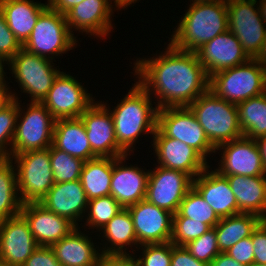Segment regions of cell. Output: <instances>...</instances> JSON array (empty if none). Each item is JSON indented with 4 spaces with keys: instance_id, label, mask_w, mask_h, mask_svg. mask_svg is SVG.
Listing matches in <instances>:
<instances>
[{
    "instance_id": "1",
    "label": "cell",
    "mask_w": 266,
    "mask_h": 266,
    "mask_svg": "<svg viewBox=\"0 0 266 266\" xmlns=\"http://www.w3.org/2000/svg\"><path fill=\"white\" fill-rule=\"evenodd\" d=\"M133 69L138 83L159 98L158 109L189 106L209 90L210 77L195 52L177 49L171 43L155 58H137Z\"/></svg>"
},
{
    "instance_id": "2",
    "label": "cell",
    "mask_w": 266,
    "mask_h": 266,
    "mask_svg": "<svg viewBox=\"0 0 266 266\" xmlns=\"http://www.w3.org/2000/svg\"><path fill=\"white\" fill-rule=\"evenodd\" d=\"M229 30L226 1L190 3L179 20L170 43L180 50L195 52L205 43Z\"/></svg>"
},
{
    "instance_id": "3",
    "label": "cell",
    "mask_w": 266,
    "mask_h": 266,
    "mask_svg": "<svg viewBox=\"0 0 266 266\" xmlns=\"http://www.w3.org/2000/svg\"><path fill=\"white\" fill-rule=\"evenodd\" d=\"M151 97L136 81L113 111L109 109L118 145L129 155L141 133L153 135L156 131L158 107H152Z\"/></svg>"
},
{
    "instance_id": "4",
    "label": "cell",
    "mask_w": 266,
    "mask_h": 266,
    "mask_svg": "<svg viewBox=\"0 0 266 266\" xmlns=\"http://www.w3.org/2000/svg\"><path fill=\"white\" fill-rule=\"evenodd\" d=\"M188 107L215 148L243 137L237 105L217 97L210 89Z\"/></svg>"
},
{
    "instance_id": "5",
    "label": "cell",
    "mask_w": 266,
    "mask_h": 266,
    "mask_svg": "<svg viewBox=\"0 0 266 266\" xmlns=\"http://www.w3.org/2000/svg\"><path fill=\"white\" fill-rule=\"evenodd\" d=\"M209 89L219 98L239 104L266 92V70L255 59L210 76Z\"/></svg>"
},
{
    "instance_id": "6",
    "label": "cell",
    "mask_w": 266,
    "mask_h": 266,
    "mask_svg": "<svg viewBox=\"0 0 266 266\" xmlns=\"http://www.w3.org/2000/svg\"><path fill=\"white\" fill-rule=\"evenodd\" d=\"M21 202H40L54 185L49 148L11 154Z\"/></svg>"
},
{
    "instance_id": "7",
    "label": "cell",
    "mask_w": 266,
    "mask_h": 266,
    "mask_svg": "<svg viewBox=\"0 0 266 266\" xmlns=\"http://www.w3.org/2000/svg\"><path fill=\"white\" fill-rule=\"evenodd\" d=\"M76 40L67 25L66 15L48 7L39 16L22 48L40 57L53 60L54 56L72 50L75 44L77 46Z\"/></svg>"
},
{
    "instance_id": "8",
    "label": "cell",
    "mask_w": 266,
    "mask_h": 266,
    "mask_svg": "<svg viewBox=\"0 0 266 266\" xmlns=\"http://www.w3.org/2000/svg\"><path fill=\"white\" fill-rule=\"evenodd\" d=\"M20 106L19 103L12 154L50 148L56 119L41 102H30L24 113Z\"/></svg>"
},
{
    "instance_id": "9",
    "label": "cell",
    "mask_w": 266,
    "mask_h": 266,
    "mask_svg": "<svg viewBox=\"0 0 266 266\" xmlns=\"http://www.w3.org/2000/svg\"><path fill=\"white\" fill-rule=\"evenodd\" d=\"M53 61L40 57L21 48L9 61L16 82L23 93L29 94L31 102H42L51 89L52 84L61 72L52 65Z\"/></svg>"
},
{
    "instance_id": "10",
    "label": "cell",
    "mask_w": 266,
    "mask_h": 266,
    "mask_svg": "<svg viewBox=\"0 0 266 266\" xmlns=\"http://www.w3.org/2000/svg\"><path fill=\"white\" fill-rule=\"evenodd\" d=\"M257 0H227L229 30L250 58H256L266 39V23ZM257 7V8H255Z\"/></svg>"
},
{
    "instance_id": "11",
    "label": "cell",
    "mask_w": 266,
    "mask_h": 266,
    "mask_svg": "<svg viewBox=\"0 0 266 266\" xmlns=\"http://www.w3.org/2000/svg\"><path fill=\"white\" fill-rule=\"evenodd\" d=\"M157 128L167 137L184 142L196 150L206 161L215 147L188 106L158 109Z\"/></svg>"
},
{
    "instance_id": "12",
    "label": "cell",
    "mask_w": 266,
    "mask_h": 266,
    "mask_svg": "<svg viewBox=\"0 0 266 266\" xmlns=\"http://www.w3.org/2000/svg\"><path fill=\"white\" fill-rule=\"evenodd\" d=\"M70 74L60 72L41 102L55 119L77 118L95 100Z\"/></svg>"
},
{
    "instance_id": "13",
    "label": "cell",
    "mask_w": 266,
    "mask_h": 266,
    "mask_svg": "<svg viewBox=\"0 0 266 266\" xmlns=\"http://www.w3.org/2000/svg\"><path fill=\"white\" fill-rule=\"evenodd\" d=\"M192 187L193 178L189 174L157 166L149 172L145 199L175 214Z\"/></svg>"
},
{
    "instance_id": "14",
    "label": "cell",
    "mask_w": 266,
    "mask_h": 266,
    "mask_svg": "<svg viewBox=\"0 0 266 266\" xmlns=\"http://www.w3.org/2000/svg\"><path fill=\"white\" fill-rule=\"evenodd\" d=\"M93 102L79 117L96 157L118 158L127 153L118 145L109 106Z\"/></svg>"
},
{
    "instance_id": "15",
    "label": "cell",
    "mask_w": 266,
    "mask_h": 266,
    "mask_svg": "<svg viewBox=\"0 0 266 266\" xmlns=\"http://www.w3.org/2000/svg\"><path fill=\"white\" fill-rule=\"evenodd\" d=\"M130 212L138 245L165 243L171 240L173 213L146 199L127 207Z\"/></svg>"
},
{
    "instance_id": "16",
    "label": "cell",
    "mask_w": 266,
    "mask_h": 266,
    "mask_svg": "<svg viewBox=\"0 0 266 266\" xmlns=\"http://www.w3.org/2000/svg\"><path fill=\"white\" fill-rule=\"evenodd\" d=\"M220 149H223L220 167L215 169L219 174L247 177L266 175L256 140L243 136L215 148Z\"/></svg>"
},
{
    "instance_id": "17",
    "label": "cell",
    "mask_w": 266,
    "mask_h": 266,
    "mask_svg": "<svg viewBox=\"0 0 266 266\" xmlns=\"http://www.w3.org/2000/svg\"><path fill=\"white\" fill-rule=\"evenodd\" d=\"M152 146L155 149L157 164H159L157 166L185 172L193 179L210 166L192 147L165 136L158 128L153 134Z\"/></svg>"
},
{
    "instance_id": "18",
    "label": "cell",
    "mask_w": 266,
    "mask_h": 266,
    "mask_svg": "<svg viewBox=\"0 0 266 266\" xmlns=\"http://www.w3.org/2000/svg\"><path fill=\"white\" fill-rule=\"evenodd\" d=\"M38 246L21 214L0 221V261L22 266Z\"/></svg>"
},
{
    "instance_id": "19",
    "label": "cell",
    "mask_w": 266,
    "mask_h": 266,
    "mask_svg": "<svg viewBox=\"0 0 266 266\" xmlns=\"http://www.w3.org/2000/svg\"><path fill=\"white\" fill-rule=\"evenodd\" d=\"M195 54L209 77L218 71L232 68L251 59L230 30L202 45Z\"/></svg>"
},
{
    "instance_id": "20",
    "label": "cell",
    "mask_w": 266,
    "mask_h": 266,
    "mask_svg": "<svg viewBox=\"0 0 266 266\" xmlns=\"http://www.w3.org/2000/svg\"><path fill=\"white\" fill-rule=\"evenodd\" d=\"M20 214L28 222L39 246H51L77 228L69 219L46 209L39 202L24 203Z\"/></svg>"
},
{
    "instance_id": "21",
    "label": "cell",
    "mask_w": 266,
    "mask_h": 266,
    "mask_svg": "<svg viewBox=\"0 0 266 266\" xmlns=\"http://www.w3.org/2000/svg\"><path fill=\"white\" fill-rule=\"evenodd\" d=\"M111 4L110 0H83L75 5L65 14L71 34L74 36L72 32L75 29V31L90 33L89 35H96L99 38L108 36L113 27L111 24L113 6Z\"/></svg>"
},
{
    "instance_id": "22",
    "label": "cell",
    "mask_w": 266,
    "mask_h": 266,
    "mask_svg": "<svg viewBox=\"0 0 266 266\" xmlns=\"http://www.w3.org/2000/svg\"><path fill=\"white\" fill-rule=\"evenodd\" d=\"M124 156L113 158V171L110 195L123 207L136 204L146 198L149 170L144 171L138 166H124ZM122 164V165H121Z\"/></svg>"
},
{
    "instance_id": "23",
    "label": "cell",
    "mask_w": 266,
    "mask_h": 266,
    "mask_svg": "<svg viewBox=\"0 0 266 266\" xmlns=\"http://www.w3.org/2000/svg\"><path fill=\"white\" fill-rule=\"evenodd\" d=\"M39 203L55 214L66 217L78 227V221L84 219L87 211L88 199L79 179L54 183Z\"/></svg>"
},
{
    "instance_id": "24",
    "label": "cell",
    "mask_w": 266,
    "mask_h": 266,
    "mask_svg": "<svg viewBox=\"0 0 266 266\" xmlns=\"http://www.w3.org/2000/svg\"><path fill=\"white\" fill-rule=\"evenodd\" d=\"M209 168L193 179V187L220 219L238 214L237 201L227 178L216 170L210 172Z\"/></svg>"
},
{
    "instance_id": "25",
    "label": "cell",
    "mask_w": 266,
    "mask_h": 266,
    "mask_svg": "<svg viewBox=\"0 0 266 266\" xmlns=\"http://www.w3.org/2000/svg\"><path fill=\"white\" fill-rule=\"evenodd\" d=\"M225 177L236 198L238 213H250L266 220V175Z\"/></svg>"
},
{
    "instance_id": "26",
    "label": "cell",
    "mask_w": 266,
    "mask_h": 266,
    "mask_svg": "<svg viewBox=\"0 0 266 266\" xmlns=\"http://www.w3.org/2000/svg\"><path fill=\"white\" fill-rule=\"evenodd\" d=\"M52 145L83 161L96 158L80 117L56 119Z\"/></svg>"
},
{
    "instance_id": "27",
    "label": "cell",
    "mask_w": 266,
    "mask_h": 266,
    "mask_svg": "<svg viewBox=\"0 0 266 266\" xmlns=\"http://www.w3.org/2000/svg\"><path fill=\"white\" fill-rule=\"evenodd\" d=\"M34 0H0V8L9 29L23 45L29 38L39 16L49 7Z\"/></svg>"
},
{
    "instance_id": "28",
    "label": "cell",
    "mask_w": 266,
    "mask_h": 266,
    "mask_svg": "<svg viewBox=\"0 0 266 266\" xmlns=\"http://www.w3.org/2000/svg\"><path fill=\"white\" fill-rule=\"evenodd\" d=\"M79 229L78 226L68 236L50 246L62 266H90L102 255L96 250L91 238Z\"/></svg>"
},
{
    "instance_id": "29",
    "label": "cell",
    "mask_w": 266,
    "mask_h": 266,
    "mask_svg": "<svg viewBox=\"0 0 266 266\" xmlns=\"http://www.w3.org/2000/svg\"><path fill=\"white\" fill-rule=\"evenodd\" d=\"M101 230L104 235H102V237H105V240L111 244V246H107V248L104 246L100 252L101 254L130 255V253L126 252L129 245L130 247L131 245H137L136 248L138 247L133 219L127 208H123V210L115 215Z\"/></svg>"
},
{
    "instance_id": "30",
    "label": "cell",
    "mask_w": 266,
    "mask_h": 266,
    "mask_svg": "<svg viewBox=\"0 0 266 266\" xmlns=\"http://www.w3.org/2000/svg\"><path fill=\"white\" fill-rule=\"evenodd\" d=\"M262 221V218L250 213L221 218L214 227L220 252L226 253L241 239L250 237Z\"/></svg>"
},
{
    "instance_id": "31",
    "label": "cell",
    "mask_w": 266,
    "mask_h": 266,
    "mask_svg": "<svg viewBox=\"0 0 266 266\" xmlns=\"http://www.w3.org/2000/svg\"><path fill=\"white\" fill-rule=\"evenodd\" d=\"M113 158L96 157L85 161L80 181L89 200L110 195Z\"/></svg>"
},
{
    "instance_id": "32",
    "label": "cell",
    "mask_w": 266,
    "mask_h": 266,
    "mask_svg": "<svg viewBox=\"0 0 266 266\" xmlns=\"http://www.w3.org/2000/svg\"><path fill=\"white\" fill-rule=\"evenodd\" d=\"M244 137L258 139L266 135V92L237 104Z\"/></svg>"
},
{
    "instance_id": "33",
    "label": "cell",
    "mask_w": 266,
    "mask_h": 266,
    "mask_svg": "<svg viewBox=\"0 0 266 266\" xmlns=\"http://www.w3.org/2000/svg\"><path fill=\"white\" fill-rule=\"evenodd\" d=\"M10 158H0V221L20 215V200L15 164Z\"/></svg>"
},
{
    "instance_id": "34",
    "label": "cell",
    "mask_w": 266,
    "mask_h": 266,
    "mask_svg": "<svg viewBox=\"0 0 266 266\" xmlns=\"http://www.w3.org/2000/svg\"><path fill=\"white\" fill-rule=\"evenodd\" d=\"M49 155L55 183L80 179L81 170L85 161L73 157L65 151L55 148L53 145L49 148Z\"/></svg>"
},
{
    "instance_id": "35",
    "label": "cell",
    "mask_w": 266,
    "mask_h": 266,
    "mask_svg": "<svg viewBox=\"0 0 266 266\" xmlns=\"http://www.w3.org/2000/svg\"><path fill=\"white\" fill-rule=\"evenodd\" d=\"M178 212L183 217L205 223L211 228L215 227L220 220L215 211L194 187L186 193L184 199L180 203Z\"/></svg>"
},
{
    "instance_id": "36",
    "label": "cell",
    "mask_w": 266,
    "mask_h": 266,
    "mask_svg": "<svg viewBox=\"0 0 266 266\" xmlns=\"http://www.w3.org/2000/svg\"><path fill=\"white\" fill-rule=\"evenodd\" d=\"M89 209V210H88ZM86 213V226L97 228L100 232L115 215L123 210V207L111 195L94 198L88 201Z\"/></svg>"
},
{
    "instance_id": "37",
    "label": "cell",
    "mask_w": 266,
    "mask_h": 266,
    "mask_svg": "<svg viewBox=\"0 0 266 266\" xmlns=\"http://www.w3.org/2000/svg\"><path fill=\"white\" fill-rule=\"evenodd\" d=\"M211 227L205 223L183 217L179 212L173 214L172 236L170 242L177 246H184L197 239Z\"/></svg>"
},
{
    "instance_id": "38",
    "label": "cell",
    "mask_w": 266,
    "mask_h": 266,
    "mask_svg": "<svg viewBox=\"0 0 266 266\" xmlns=\"http://www.w3.org/2000/svg\"><path fill=\"white\" fill-rule=\"evenodd\" d=\"M18 110L19 102L15 99L0 110V158L11 157ZM8 146L11 148H8Z\"/></svg>"
},
{
    "instance_id": "39",
    "label": "cell",
    "mask_w": 266,
    "mask_h": 266,
    "mask_svg": "<svg viewBox=\"0 0 266 266\" xmlns=\"http://www.w3.org/2000/svg\"><path fill=\"white\" fill-rule=\"evenodd\" d=\"M184 246L197 260L208 264L220 253L214 227Z\"/></svg>"
},
{
    "instance_id": "40",
    "label": "cell",
    "mask_w": 266,
    "mask_h": 266,
    "mask_svg": "<svg viewBox=\"0 0 266 266\" xmlns=\"http://www.w3.org/2000/svg\"><path fill=\"white\" fill-rule=\"evenodd\" d=\"M142 247V257L136 259L138 266H170L172 243H155L139 245Z\"/></svg>"
},
{
    "instance_id": "41",
    "label": "cell",
    "mask_w": 266,
    "mask_h": 266,
    "mask_svg": "<svg viewBox=\"0 0 266 266\" xmlns=\"http://www.w3.org/2000/svg\"><path fill=\"white\" fill-rule=\"evenodd\" d=\"M21 48L22 45L9 29L0 8V56L10 61Z\"/></svg>"
},
{
    "instance_id": "42",
    "label": "cell",
    "mask_w": 266,
    "mask_h": 266,
    "mask_svg": "<svg viewBox=\"0 0 266 266\" xmlns=\"http://www.w3.org/2000/svg\"><path fill=\"white\" fill-rule=\"evenodd\" d=\"M227 255L232 257L238 263L245 266H251L254 263V246L251 241V236L241 239L227 252Z\"/></svg>"
},
{
    "instance_id": "43",
    "label": "cell",
    "mask_w": 266,
    "mask_h": 266,
    "mask_svg": "<svg viewBox=\"0 0 266 266\" xmlns=\"http://www.w3.org/2000/svg\"><path fill=\"white\" fill-rule=\"evenodd\" d=\"M22 266H62L50 246H38Z\"/></svg>"
},
{
    "instance_id": "44",
    "label": "cell",
    "mask_w": 266,
    "mask_h": 266,
    "mask_svg": "<svg viewBox=\"0 0 266 266\" xmlns=\"http://www.w3.org/2000/svg\"><path fill=\"white\" fill-rule=\"evenodd\" d=\"M254 246V263L266 264V220H263L251 235Z\"/></svg>"
},
{
    "instance_id": "45",
    "label": "cell",
    "mask_w": 266,
    "mask_h": 266,
    "mask_svg": "<svg viewBox=\"0 0 266 266\" xmlns=\"http://www.w3.org/2000/svg\"><path fill=\"white\" fill-rule=\"evenodd\" d=\"M170 266H210V264L197 260L185 246H177L172 243Z\"/></svg>"
},
{
    "instance_id": "46",
    "label": "cell",
    "mask_w": 266,
    "mask_h": 266,
    "mask_svg": "<svg viewBox=\"0 0 266 266\" xmlns=\"http://www.w3.org/2000/svg\"><path fill=\"white\" fill-rule=\"evenodd\" d=\"M136 258L130 255H104L100 256V266H138Z\"/></svg>"
},
{
    "instance_id": "47",
    "label": "cell",
    "mask_w": 266,
    "mask_h": 266,
    "mask_svg": "<svg viewBox=\"0 0 266 266\" xmlns=\"http://www.w3.org/2000/svg\"><path fill=\"white\" fill-rule=\"evenodd\" d=\"M83 0H47L48 6L59 13L66 14L75 5L80 4Z\"/></svg>"
},
{
    "instance_id": "48",
    "label": "cell",
    "mask_w": 266,
    "mask_h": 266,
    "mask_svg": "<svg viewBox=\"0 0 266 266\" xmlns=\"http://www.w3.org/2000/svg\"><path fill=\"white\" fill-rule=\"evenodd\" d=\"M210 266H245L238 263L225 252H220L211 262Z\"/></svg>"
},
{
    "instance_id": "49",
    "label": "cell",
    "mask_w": 266,
    "mask_h": 266,
    "mask_svg": "<svg viewBox=\"0 0 266 266\" xmlns=\"http://www.w3.org/2000/svg\"><path fill=\"white\" fill-rule=\"evenodd\" d=\"M10 88H0V110L7 106L13 99L18 100L19 98L15 92H9ZM15 93V94H14Z\"/></svg>"
},
{
    "instance_id": "50",
    "label": "cell",
    "mask_w": 266,
    "mask_h": 266,
    "mask_svg": "<svg viewBox=\"0 0 266 266\" xmlns=\"http://www.w3.org/2000/svg\"><path fill=\"white\" fill-rule=\"evenodd\" d=\"M256 143L260 150V155L262 157L263 166L266 172V135L256 139Z\"/></svg>"
},
{
    "instance_id": "51",
    "label": "cell",
    "mask_w": 266,
    "mask_h": 266,
    "mask_svg": "<svg viewBox=\"0 0 266 266\" xmlns=\"http://www.w3.org/2000/svg\"><path fill=\"white\" fill-rule=\"evenodd\" d=\"M5 63L6 64H9V61L0 56V88H9V87H7L8 85L6 84V81H5V78H4L5 77V74H6L4 72Z\"/></svg>"
},
{
    "instance_id": "52",
    "label": "cell",
    "mask_w": 266,
    "mask_h": 266,
    "mask_svg": "<svg viewBox=\"0 0 266 266\" xmlns=\"http://www.w3.org/2000/svg\"><path fill=\"white\" fill-rule=\"evenodd\" d=\"M255 59L266 70V39H265V41L263 43V46H262V49H261L260 53L258 54V56Z\"/></svg>"
},
{
    "instance_id": "53",
    "label": "cell",
    "mask_w": 266,
    "mask_h": 266,
    "mask_svg": "<svg viewBox=\"0 0 266 266\" xmlns=\"http://www.w3.org/2000/svg\"><path fill=\"white\" fill-rule=\"evenodd\" d=\"M115 3V7H117V9H121L124 7H128L130 4L132 5V3H136V1L138 0H113Z\"/></svg>"
},
{
    "instance_id": "54",
    "label": "cell",
    "mask_w": 266,
    "mask_h": 266,
    "mask_svg": "<svg viewBox=\"0 0 266 266\" xmlns=\"http://www.w3.org/2000/svg\"><path fill=\"white\" fill-rule=\"evenodd\" d=\"M259 9L261 12V16L266 23V0H260L259 1Z\"/></svg>"
},
{
    "instance_id": "55",
    "label": "cell",
    "mask_w": 266,
    "mask_h": 266,
    "mask_svg": "<svg viewBox=\"0 0 266 266\" xmlns=\"http://www.w3.org/2000/svg\"><path fill=\"white\" fill-rule=\"evenodd\" d=\"M216 1H227V0H192V3H199V2H216Z\"/></svg>"
},
{
    "instance_id": "56",
    "label": "cell",
    "mask_w": 266,
    "mask_h": 266,
    "mask_svg": "<svg viewBox=\"0 0 266 266\" xmlns=\"http://www.w3.org/2000/svg\"><path fill=\"white\" fill-rule=\"evenodd\" d=\"M251 266H266V264L253 263Z\"/></svg>"
},
{
    "instance_id": "57",
    "label": "cell",
    "mask_w": 266,
    "mask_h": 266,
    "mask_svg": "<svg viewBox=\"0 0 266 266\" xmlns=\"http://www.w3.org/2000/svg\"><path fill=\"white\" fill-rule=\"evenodd\" d=\"M90 266H100V259L96 263H94V264H92Z\"/></svg>"
},
{
    "instance_id": "58",
    "label": "cell",
    "mask_w": 266,
    "mask_h": 266,
    "mask_svg": "<svg viewBox=\"0 0 266 266\" xmlns=\"http://www.w3.org/2000/svg\"><path fill=\"white\" fill-rule=\"evenodd\" d=\"M0 266H10V265H8L7 263H4V262L0 261Z\"/></svg>"
}]
</instances>
